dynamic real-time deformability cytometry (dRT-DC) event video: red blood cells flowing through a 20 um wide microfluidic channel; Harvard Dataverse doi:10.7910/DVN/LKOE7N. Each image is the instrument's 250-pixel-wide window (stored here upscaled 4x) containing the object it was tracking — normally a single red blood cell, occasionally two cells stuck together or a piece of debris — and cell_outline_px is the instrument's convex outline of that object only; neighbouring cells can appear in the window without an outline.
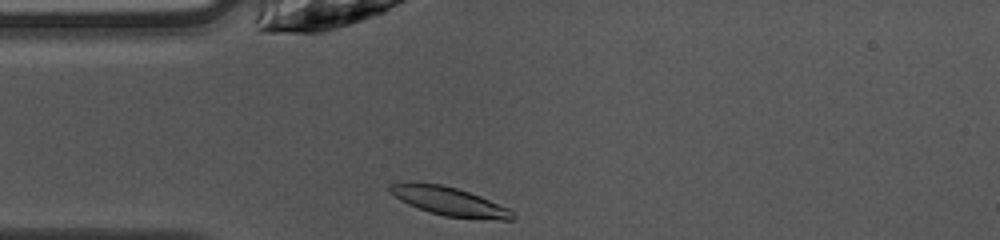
{"species": "common noctule bat (a hibernating species)", "species_latin": "Nyctalus noctula", "temperature_condition": "warm", "stored_images_in_passage": 38, "camera_frame_rate_fps": 3000, "um_per_image_px": 0.085, "animal": {"sex": "female", "body_mass_g": 10.0, "forearm_length_mm": 53.1}, "frame": {"image": 1, "passage_image": 1, "time_ms": 0.0, "image_size_px": [1000, 240], "cell_outline_px": [[516, 220], [500, 220], [444, 216], [428, 212], [408, 204], [400, 200], [388, 192], [388, 184], [408, 180], [416, 180], [440, 184], [456, 188], [480, 196], [508, 208], [516, 216]], "centroid_in_image_um": [38.1, 17.08], "position_along_channel_um": 46.9, "area_um2": 20.92}}
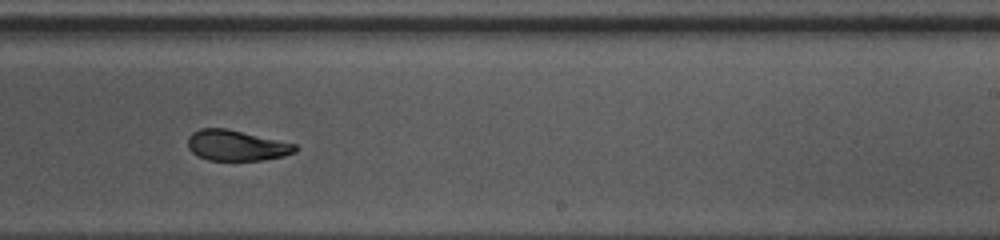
{"frame": {"image": 2, "passage_image": 18, "time_ms": 5.667, "image_size_px": [1000, 240], "cell_outline_px": [[296, 152], [284, 156], [260, 160], [208, 160], [196, 156], [188, 148], [188, 136], [192, 132], [200, 128], [228, 128], [296, 144]], "centroid_in_image_um": [20.06, 12.36], "position_along_channel_um": 268.9, "area_um2": 19.25}}
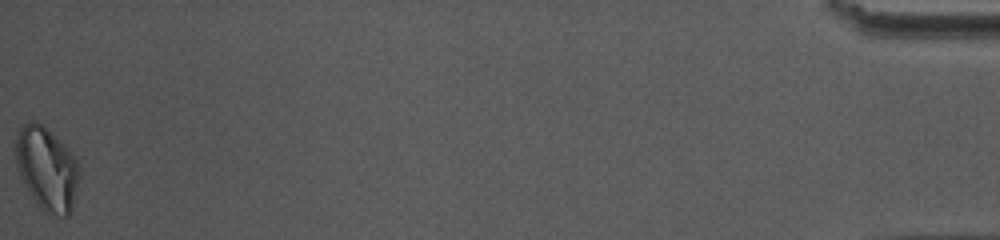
{"frame": {"image": 3, "passage_image": 38, "time_ms": 12.333, "image_size_px": [1000, 240], "cell_outline_px": [[80, 176], [72, 208], [68, 216], [64, 216], [44, 212], [36, 204], [24, 184], [16, 164], [16, 128], [20, 124], [28, 120], [32, 120], [40, 124], [76, 160], [80, 168]], "centroid_in_image_um": [3.94, 14.36], "position_along_channel_um": 431.3, "area_um2": 30.4}, "authors_computed_cell_mechanics": {"area_um2": 20.5768, "velocity_mm_per_s": 4.035, "shape_relaxation_time_tau1_ms": 2.9509, "shape_relaxation_time_tau2_ms": 1.8133, "deformation_change_tau1": 0.1464, "deformation_change_tau2": 0.0803}}